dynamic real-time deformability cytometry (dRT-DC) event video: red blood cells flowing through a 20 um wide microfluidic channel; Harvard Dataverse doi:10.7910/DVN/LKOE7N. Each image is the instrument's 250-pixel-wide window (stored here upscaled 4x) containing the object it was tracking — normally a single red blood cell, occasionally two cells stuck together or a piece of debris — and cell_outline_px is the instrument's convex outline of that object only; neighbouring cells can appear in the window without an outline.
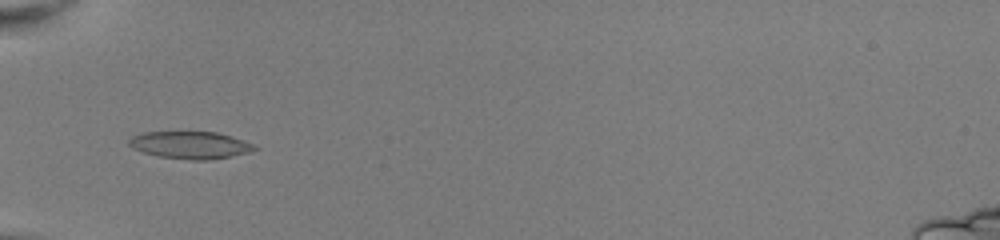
{"species": "common noctule bat (a hibernating species)", "species_latin": "Nyctalus noctula", "temperature_condition": "room temperature", "stored_images_in_passage": 23, "camera_frame_rate_fps": 3000, "um_per_image_px": 0.085, "animal": {"sex": "female", "body_mass_g": 22.0, "forearm_length_mm": 56.7}, "frame": {"image": 1, "passage_image": 1, "time_ms": 0.0, "image_size_px": [1000, 240], "cell_outline_px": [[260, 148], [248, 152], [232, 156], [208, 160], [192, 160], [160, 156], [144, 152], [132, 148], [128, 144], [128, 140], [132, 136], [144, 132], [216, 132], [252, 144]], "centroid_in_image_um": [16.14, 12.33], "position_along_channel_um": 68.9, "area_um2": 19.65}}